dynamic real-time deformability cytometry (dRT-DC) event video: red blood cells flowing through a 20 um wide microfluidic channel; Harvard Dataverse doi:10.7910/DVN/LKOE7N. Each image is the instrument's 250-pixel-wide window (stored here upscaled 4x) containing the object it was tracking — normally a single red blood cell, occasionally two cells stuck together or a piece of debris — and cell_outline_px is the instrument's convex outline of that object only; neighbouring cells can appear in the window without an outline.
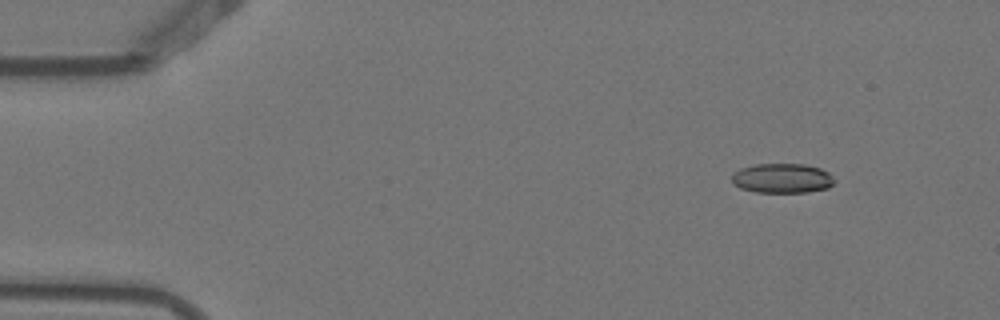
{"species": "Egyptian fruit bat (a non-hibernating species)", "species_latin": "Rousettus aegyptiacus", "temperature_condition": "warm", "stored_images_in_passage": 3, "camera_frame_rate_fps": 3000, "um_per_image_px": 0.085, "animal": {"sex": "female"}, "frame": {"image": 1, "passage_image": 1, "time_ms": 0.0, "image_size_px": [1000, 320], "cell_outline_px": [[836, 180], [828, 188], [808, 192], [756, 192], [740, 188], [732, 184], [732, 172], [740, 168], [756, 164], [804, 164], [820, 168], [828, 172]], "centroid_in_image_um": [66.47, 15.15], "position_along_channel_um": 18.5, "area_um2": 17.86}}